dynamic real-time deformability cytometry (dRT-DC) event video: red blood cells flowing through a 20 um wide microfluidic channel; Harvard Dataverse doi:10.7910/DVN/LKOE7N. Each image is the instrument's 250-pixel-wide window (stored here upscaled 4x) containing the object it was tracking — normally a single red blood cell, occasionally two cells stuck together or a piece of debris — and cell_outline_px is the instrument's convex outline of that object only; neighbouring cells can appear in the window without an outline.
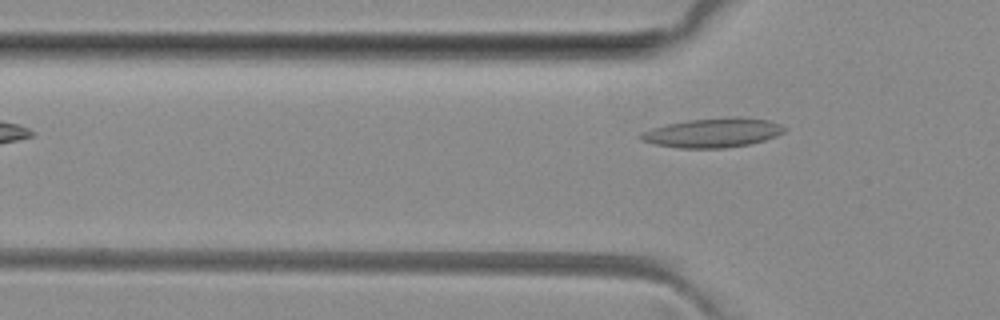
{"species": "common noctule bat (a hibernating species)", "species_latin": "Nyctalus noctula", "temperature_condition": "room temperature", "stored_images_in_passage": 3, "camera_frame_rate_fps": 3000, "um_per_image_px": 0.085, "animal": {"sex": "female", "body_mass_g": 29.2, "forearm_length_mm": 56.3}, "frame": {"image": 1, "passage_image": 3, "time_ms": 2.333, "image_size_px": [1000, 320], "cell_outline_px": [[788, 128], [784, 132], [776, 136], [764, 140], [748, 144], [724, 148], [680, 148], [652, 144], [640, 140], [636, 136], [640, 132], [664, 124], [688, 120], [732, 116], [740, 116], [768, 120], [780, 124]], "centroid_in_image_um": [60.55, 11.27], "position_along_channel_um": 65.2, "area_um2": 24.91}}